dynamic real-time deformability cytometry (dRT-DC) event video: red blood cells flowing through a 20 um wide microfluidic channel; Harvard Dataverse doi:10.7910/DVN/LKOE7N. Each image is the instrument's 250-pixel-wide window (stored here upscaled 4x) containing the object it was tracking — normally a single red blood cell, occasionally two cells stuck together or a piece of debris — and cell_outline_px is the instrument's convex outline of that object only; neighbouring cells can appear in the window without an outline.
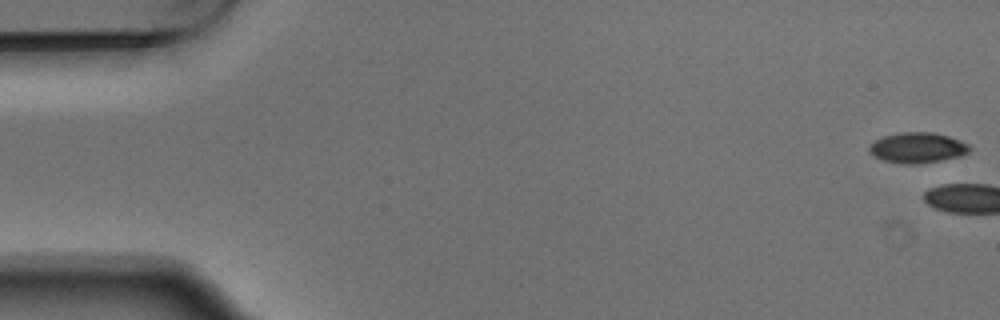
{"species": "Egyptian fruit bat (a non-hibernating species)", "species_latin": "Rousettus aegyptiacus", "temperature_condition": "warm", "stored_images_in_passage": 7, "segment_of_instrument_passage": [1, 2], "camera_frame_rate_fps": 3000, "um_per_image_px": 0.085, "animal": {"sex": "male"}, "frame": {"image": 1, "passage_image": 1, "time_ms": 0.0, "image_size_px": [1000, 320], "cell_outline_px": [[972, 148], [968, 152], [960, 156], [920, 164], [904, 164], [884, 160], [876, 156], [868, 148], [876, 140], [884, 136], [900, 132], [932, 132], [948, 136], [968, 144]], "centroid_in_image_um": [78.02, 12.55], "position_along_channel_um": 7.0, "area_um2": 17.51}}
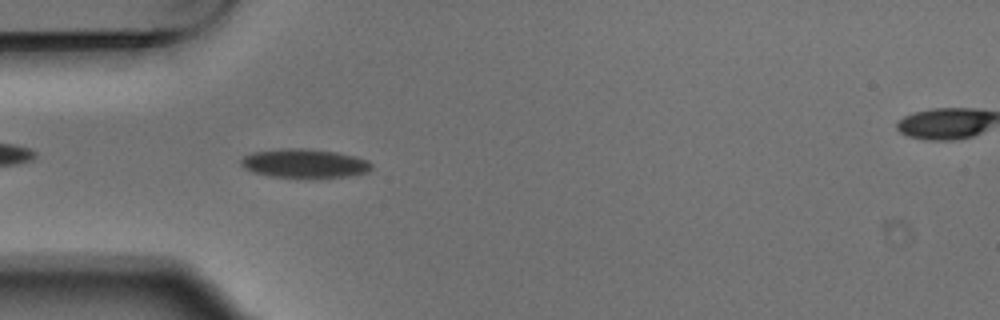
{"frame": {"image": 2, "passage_image": 6, "time_ms": 1.667, "image_size_px": [1000, 320], "cell_outline_px": [[372, 168], [368, 172], [348, 176], [268, 176], [252, 172], [244, 168], [240, 164], [240, 160], [244, 156], [252, 152], [280, 148], [304, 148], [336, 152], [356, 156], [368, 160], [372, 164]], "centroid_in_image_um": [25.86, 13.86], "position_along_channel_um": 59.1, "area_um2": 21.73}}